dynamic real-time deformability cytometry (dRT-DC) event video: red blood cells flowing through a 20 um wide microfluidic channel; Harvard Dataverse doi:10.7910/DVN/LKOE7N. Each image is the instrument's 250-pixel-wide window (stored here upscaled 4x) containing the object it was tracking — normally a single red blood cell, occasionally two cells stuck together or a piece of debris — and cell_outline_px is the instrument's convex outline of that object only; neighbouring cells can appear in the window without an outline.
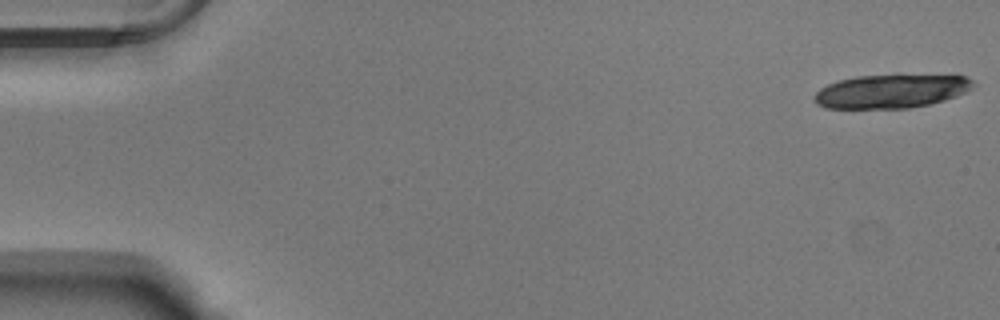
{"species": "Egyptian fruit bat (a non-hibernating species)", "species_latin": "Rousettus aegyptiacus", "temperature_condition": "warm", "stored_images_in_passage": 19, "camera_frame_rate_fps": 3000, "um_per_image_px": 0.085, "animal": {"sex": "male"}, "frame": {"image": 1, "passage_image": 1, "time_ms": 0.0, "image_size_px": [1000, 320], "cell_outline_px": [[976, 84], [972, 88], [956, 96], [944, 100], [928, 104], [908, 108], [824, 108], [816, 104], [816, 92], [820, 88], [828, 84], [840, 80], [856, 76], [896, 72], [956, 72], [968, 76]], "centroid_in_image_um": [75.91, 7.66], "position_along_channel_um": 9.1, "area_um2": 33.06}}